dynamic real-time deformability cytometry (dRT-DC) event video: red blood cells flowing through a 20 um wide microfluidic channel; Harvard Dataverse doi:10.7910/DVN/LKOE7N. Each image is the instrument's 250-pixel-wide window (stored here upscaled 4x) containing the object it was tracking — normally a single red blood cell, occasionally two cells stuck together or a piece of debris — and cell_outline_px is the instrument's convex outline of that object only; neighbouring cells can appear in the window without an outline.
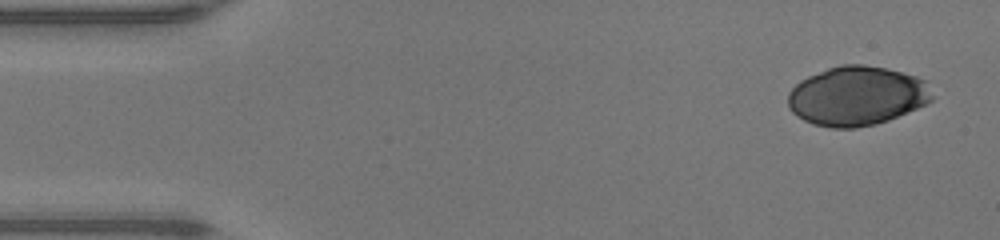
{"species": "human", "species_latin": "Homo sapiens", "temperature_condition": "warm", "stored_images_in_passage": 46, "camera_frame_rate_fps": 3000, "um_per_image_px": 0.085, "donor": {"sex": "male"}, "frame": {"image": 1, "passage_image": 1, "time_ms": 0.0, "image_size_px": [1000, 240], "cell_outline_px": [[936, 96], [932, 100], [916, 108], [888, 120], [876, 124], [856, 128], [832, 128], [812, 124], [796, 116], [788, 108], [788, 92], [800, 80], [808, 76], [828, 68], [840, 64], [864, 64], [884, 68], [916, 76], [924, 80]], "centroid_in_image_um": [72.81, 8.16], "position_along_channel_um": 12.2, "area_um2": 49.94}}
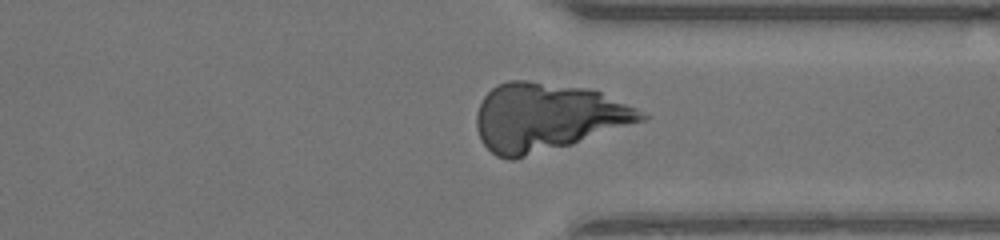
{"frame": {"image": 2, "passage_image": 34, "time_ms": 11.0, "image_size_px": [1000, 240], "cell_outline_px": [[648, 116], [644, 120], [572, 144], [512, 160], [508, 160], [496, 156], [480, 140], [476, 128], [476, 112], [484, 96], [496, 84], [508, 80], [524, 80], [588, 88], [600, 92], [636, 108]], "centroid_in_image_um": [46.45, 9.95], "position_along_channel_um": 365.0, "area_um2": 64.74}}
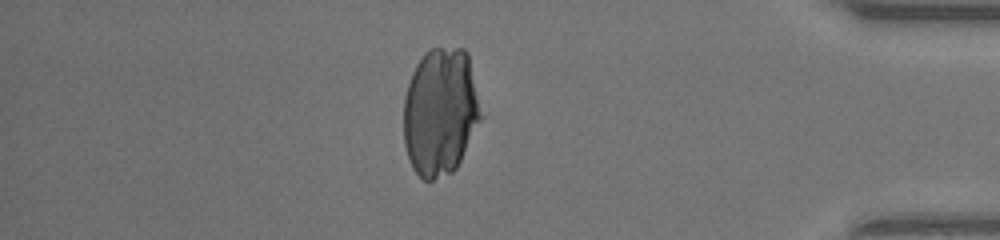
{"frame": {"image": 3, "passage_image": 39, "time_ms": 12.667, "image_size_px": [1000, 240], "cell_outline_px": [[484, 116], [456, 168], [452, 172], [432, 180], [424, 180], [412, 168], [404, 144], [404, 100], [408, 84], [412, 72], [416, 64], [424, 52], [432, 48], [464, 48], [468, 52]], "centroid_in_image_um": [37.45, 9.48], "position_along_channel_um": 397.7, "area_um2": 58.2}}